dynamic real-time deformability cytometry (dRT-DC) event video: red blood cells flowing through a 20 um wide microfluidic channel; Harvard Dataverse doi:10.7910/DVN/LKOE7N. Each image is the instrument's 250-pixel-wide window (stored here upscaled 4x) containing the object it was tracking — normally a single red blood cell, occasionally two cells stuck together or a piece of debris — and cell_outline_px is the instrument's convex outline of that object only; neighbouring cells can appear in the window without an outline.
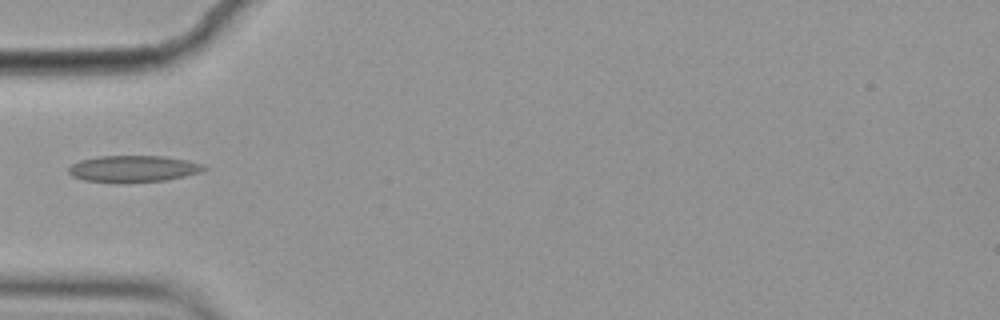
{"species": "common noctule bat (a hibernating species)", "species_latin": "Nyctalus noctula", "temperature_condition": "cold", "stored_images_in_passage": 10, "camera_frame_rate_fps": 3000, "um_per_image_px": 0.085, "animal": {"sex": "female", "body_mass_g": 19.9}, "frame": {"image": 1, "passage_image": 4, "time_ms": 1.0, "image_size_px": [1000, 320], "cell_outline_px": [[208, 168], [200, 172], [168, 180], [120, 184], [84, 180], [72, 176], [68, 172], [68, 168], [72, 164], [80, 160], [96, 156], [164, 156], [184, 160], [200, 164]], "centroid_in_image_um": [11.27, 14.36], "position_along_channel_um": 73.7, "area_um2": 21.21}}
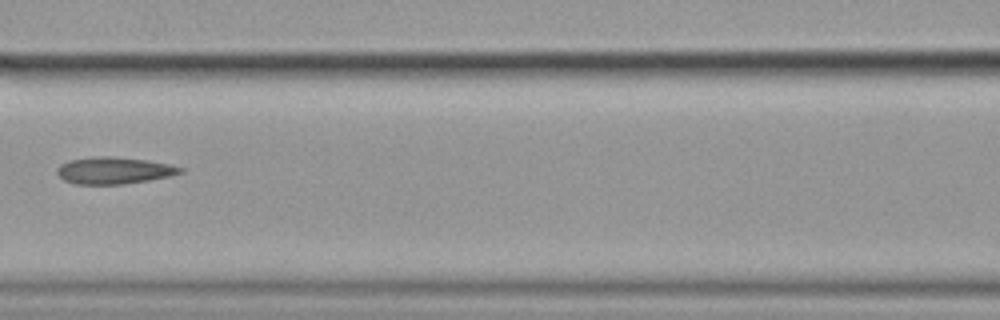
{"frame": {"image": 2, "passage_image": 6, "time_ms": 1.667, "image_size_px": [1000, 320], "cell_outline_px": [[184, 172], [172, 176], [124, 184], [72, 184], [64, 180], [56, 172], [56, 168], [60, 164], [68, 160], [92, 156], [116, 156], [148, 160], [168, 164], [184, 168]], "centroid_in_image_um": [9.68, 14.48], "position_along_channel_um": 156.9, "area_um2": 19.59}}
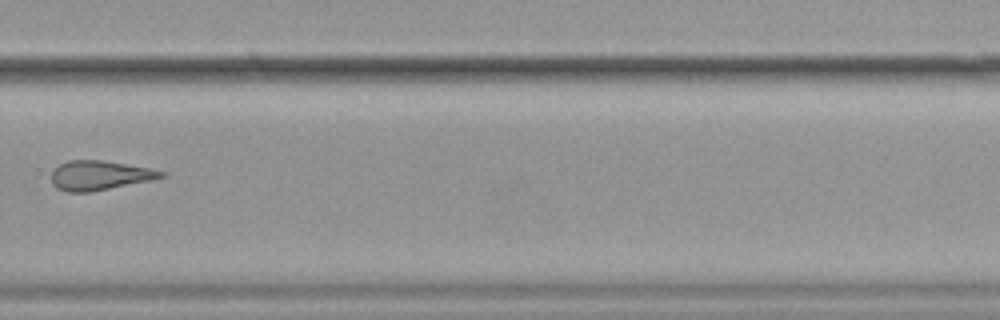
{"frame": {"image": 3, "passage_image": 10, "time_ms": 3.0, "image_size_px": [1000, 320], "cell_outline_px": [[168, 176], [152, 180], [92, 192], [64, 192], [56, 188], [52, 184], [52, 168], [68, 160], [104, 160], [148, 168], [164, 172]], "centroid_in_image_um": [8.43, 14.91], "position_along_channel_um": 321.4, "area_um2": 19.02}}